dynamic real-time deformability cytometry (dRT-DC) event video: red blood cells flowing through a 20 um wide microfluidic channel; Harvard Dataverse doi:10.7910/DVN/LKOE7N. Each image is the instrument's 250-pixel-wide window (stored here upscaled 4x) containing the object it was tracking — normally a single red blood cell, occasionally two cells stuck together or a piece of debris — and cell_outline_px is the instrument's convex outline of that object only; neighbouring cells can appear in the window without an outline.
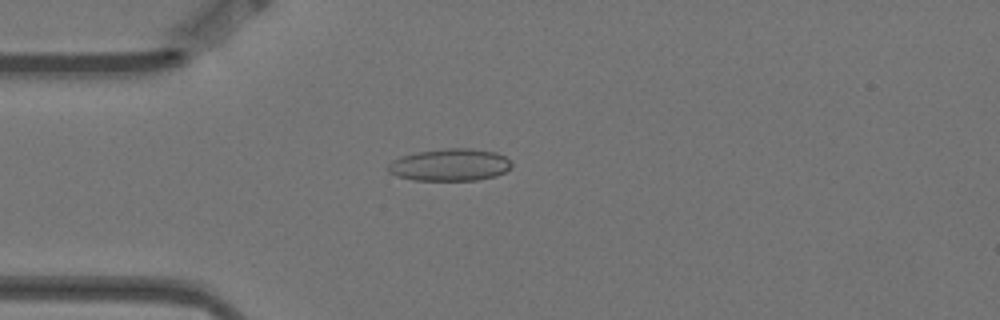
{"species": "Egyptian fruit bat (a non-hibernating species)", "species_latin": "Rousettus aegyptiacus", "temperature_condition": "warm", "stored_images_in_passage": 4, "camera_frame_rate_fps": 3000, "um_per_image_px": 0.085, "animal": {"sex": "female"}, "frame": {"image": 1, "passage_image": 4, "time_ms": 1.0, "image_size_px": [1000, 320], "cell_outline_px": [[512, 168], [496, 176], [476, 180], [412, 180], [396, 176], [388, 172], [388, 164], [392, 160], [400, 156], [416, 152], [444, 148], [472, 148], [496, 152], [504, 156], [512, 164]], "centroid_in_image_um": [38.23, 14.01], "position_along_channel_um": 46.8, "area_um2": 23.41}}